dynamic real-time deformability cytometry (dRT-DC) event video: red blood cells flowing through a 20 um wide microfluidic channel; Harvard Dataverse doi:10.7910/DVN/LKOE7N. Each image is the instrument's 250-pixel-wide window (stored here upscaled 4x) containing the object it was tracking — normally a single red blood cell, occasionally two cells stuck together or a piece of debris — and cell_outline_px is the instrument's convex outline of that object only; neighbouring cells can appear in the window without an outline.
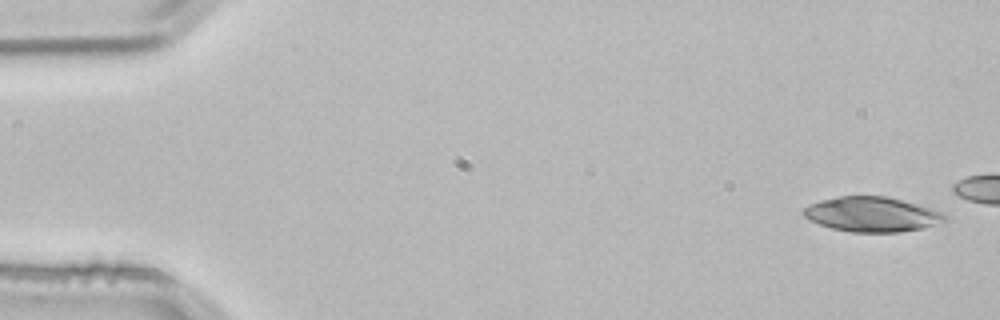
{"species": "common noctule bat (a hibernating species)", "species_latin": "Nyctalus noctula", "temperature_condition": "room temperature", "stored_images_in_passage": 4, "camera_frame_rate_fps": 3000, "um_per_image_px": 0.085, "animal": {"sex": "male", "body_mass_g": 21.5, "forearm_length_mm": 52.0}, "frame": {"image": 1, "passage_image": 1, "time_ms": 0.0, "image_size_px": [1000, 320], "cell_outline_px": [[948, 220], [924, 228], [900, 232], [852, 232], [832, 228], [808, 220], [800, 212], [808, 204], [820, 200], [840, 196], [888, 196], [932, 208], [940, 212]], "centroid_in_image_um": [74.08, 18.21], "position_along_channel_um": 10.9, "area_um2": 28.78}}
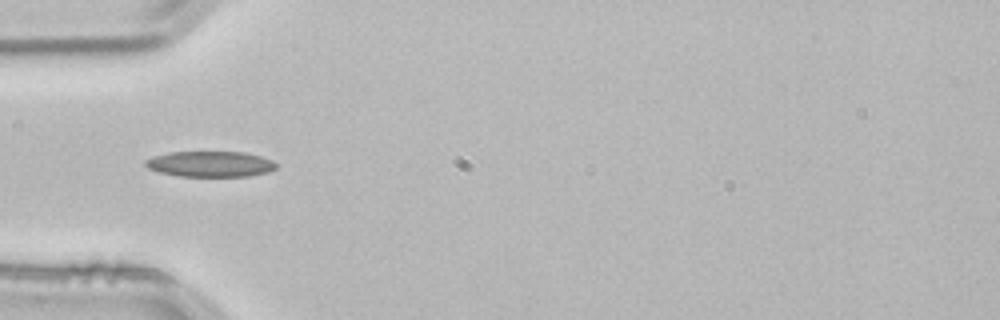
{"frame": {"image": 2, "passage_image": 4, "time_ms": 1.0, "image_size_px": [1000, 320], "cell_outline_px": [[276, 168], [268, 172], [248, 176], [180, 176], [160, 172], [148, 168], [144, 164], [144, 160], [152, 156], [168, 152], [244, 152], [260, 156], [272, 160], [276, 164]], "centroid_in_image_um": [17.85, 13.93], "position_along_channel_um": 67.2, "area_um2": 19.54}}